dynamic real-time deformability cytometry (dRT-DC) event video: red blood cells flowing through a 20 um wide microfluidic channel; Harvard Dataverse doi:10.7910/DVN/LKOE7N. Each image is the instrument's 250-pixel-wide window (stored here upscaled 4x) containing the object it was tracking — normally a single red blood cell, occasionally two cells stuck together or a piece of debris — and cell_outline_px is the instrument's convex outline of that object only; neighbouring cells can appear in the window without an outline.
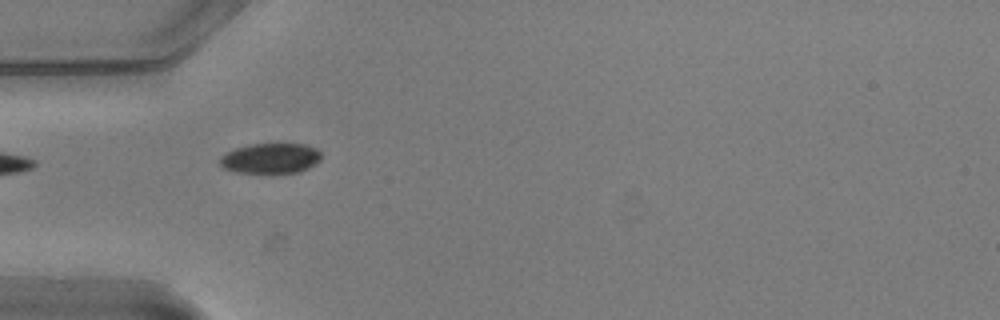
{"species": "common noctule bat (a hibernating species)", "species_latin": "Nyctalus noctula", "temperature_condition": "warm", "stored_images_in_passage": 4, "camera_frame_rate_fps": 3000, "um_per_image_px": 0.085, "animal": {"sex": "male", "body_mass_g": 20.5, "forearm_length_mm": 52.5}, "frame": {"image": 1, "passage_image": 1, "time_ms": 0.0, "image_size_px": [1000, 320], "cell_outline_px": [[320, 160], [316, 164], [300, 172], [236, 172], [224, 168], [220, 164], [220, 156], [236, 148], [248, 144], [304, 144], [316, 148], [320, 152]], "centroid_in_image_um": [23.01, 13.45], "position_along_channel_um": 62.0, "area_um2": 17.69}}